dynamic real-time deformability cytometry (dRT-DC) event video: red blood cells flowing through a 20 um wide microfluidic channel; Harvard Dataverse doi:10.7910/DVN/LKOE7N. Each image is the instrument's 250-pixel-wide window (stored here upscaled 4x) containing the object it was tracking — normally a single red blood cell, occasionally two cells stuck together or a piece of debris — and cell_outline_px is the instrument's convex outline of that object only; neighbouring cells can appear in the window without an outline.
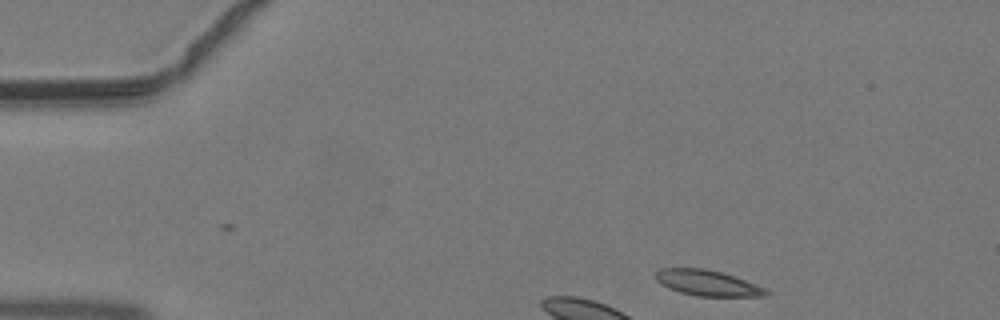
{"species": "common noctule bat (a hibernating species)", "species_latin": "Nyctalus noctula", "temperature_condition": "warm", "stored_images_in_passage": 6, "camera_frame_rate_fps": 3000, "um_per_image_px": 0.085, "animal": {"sex": "male", "body_mass_g": 19.2, "forearm_length_mm": 51.8}, "frame": {"image": 1, "passage_image": 1, "time_ms": 0.0, "image_size_px": [1000, 320], "cell_outline_px": [[772, 292], [768, 296], [696, 296], [680, 292], [668, 288], [660, 284], [656, 280], [656, 272], [660, 268], [704, 268], [720, 272], [756, 284]], "centroid_in_image_um": [60.13, 24.06], "position_along_channel_um": 24.9, "area_um2": 16.47}}